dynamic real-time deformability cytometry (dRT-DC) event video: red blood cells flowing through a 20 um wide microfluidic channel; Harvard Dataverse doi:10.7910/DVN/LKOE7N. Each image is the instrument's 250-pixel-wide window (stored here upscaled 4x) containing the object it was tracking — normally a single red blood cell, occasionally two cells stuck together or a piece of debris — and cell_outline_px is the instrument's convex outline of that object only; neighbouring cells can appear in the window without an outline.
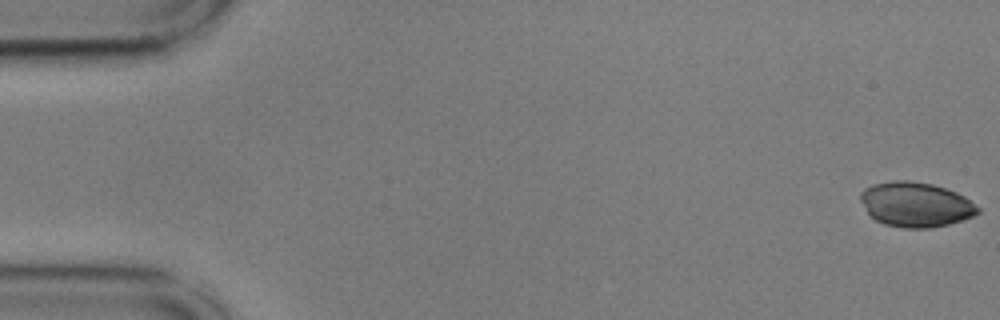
{"species": "common noctule bat (a hibernating species)", "species_latin": "Nyctalus noctula", "temperature_condition": "cold", "stored_images_in_passage": 10, "camera_frame_rate_fps": 3000, "um_per_image_px": 0.085, "animal": {"sex": "male", "body_mass_g": 17.9, "forearm_length_mm": 54.2}, "frame": {"image": 1, "passage_image": 1, "time_ms": 0.0, "image_size_px": [1000, 320], "cell_outline_px": [[980, 212], [972, 216], [948, 224], [932, 228], [904, 228], [884, 224], [876, 220], [868, 212], [860, 200], [860, 192], [864, 188], [872, 184], [896, 180], [908, 180], [932, 184], [956, 192], [964, 196], [980, 208]], "centroid_in_image_um": [77.82, 17.38], "position_along_channel_um": 7.2, "area_um2": 30.52}}